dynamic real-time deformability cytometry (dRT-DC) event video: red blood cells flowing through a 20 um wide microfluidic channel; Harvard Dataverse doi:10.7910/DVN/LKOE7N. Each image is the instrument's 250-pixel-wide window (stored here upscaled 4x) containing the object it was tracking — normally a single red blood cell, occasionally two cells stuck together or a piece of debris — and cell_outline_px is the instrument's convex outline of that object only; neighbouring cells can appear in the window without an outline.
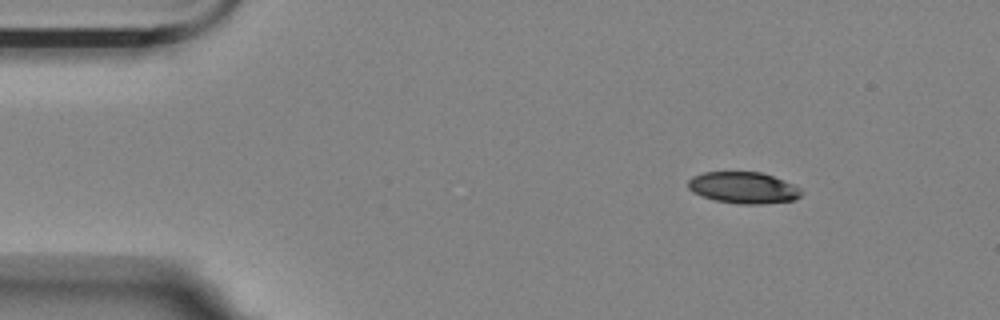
{"species": "Egyptian fruit bat (a non-hibernating species)", "species_latin": "Rousettus aegyptiacus", "temperature_condition": "room temperature", "stored_images_in_passage": 7, "camera_frame_rate_fps": 3000, "um_per_image_px": 0.085, "animal": {"sex": "female"}, "frame": {"image": 1, "passage_image": 3, "time_ms": 0.667, "image_size_px": [1000, 320], "cell_outline_px": [[804, 192], [796, 200], [760, 204], [736, 204], [716, 200], [692, 192], [688, 188], [688, 180], [692, 176], [704, 172], [760, 172], [772, 176], [792, 184], [800, 188]], "centroid_in_image_um": [63.19, 15.96], "position_along_channel_um": 21.8, "area_um2": 20.75}}
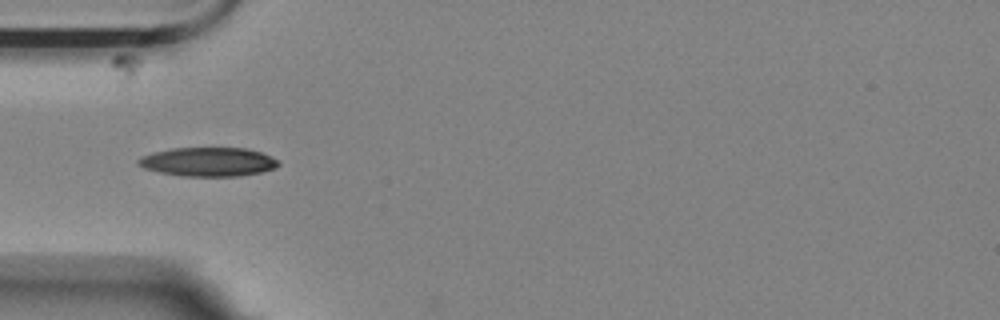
{"frame": {"image": 2, "passage_image": 6, "time_ms": 1.667, "image_size_px": [1000, 320], "cell_outline_px": [[280, 164], [276, 168], [260, 172], [240, 176], [180, 176], [160, 172], [144, 168], [136, 164], [136, 160], [152, 152], [172, 148], [248, 148], [260, 152], [276, 160]], "centroid_in_image_um": [17.67, 13.76], "position_along_channel_um": 67.3, "area_um2": 23.58}}
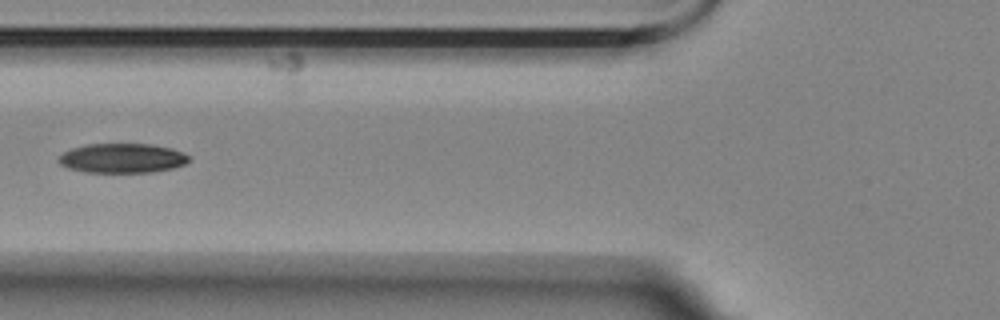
{"frame": {"image": 3, "passage_image": 7, "time_ms": 2.0, "image_size_px": [1000, 320], "cell_outline_px": [[188, 160], [184, 164], [172, 168], [152, 172], [84, 172], [68, 168], [60, 164], [56, 160], [64, 152], [72, 148], [88, 144], [152, 144], [172, 148], [184, 152], [188, 156]], "centroid_in_image_um": [10.38, 13.44], "position_along_channel_um": 115.4, "area_um2": 22.37}}